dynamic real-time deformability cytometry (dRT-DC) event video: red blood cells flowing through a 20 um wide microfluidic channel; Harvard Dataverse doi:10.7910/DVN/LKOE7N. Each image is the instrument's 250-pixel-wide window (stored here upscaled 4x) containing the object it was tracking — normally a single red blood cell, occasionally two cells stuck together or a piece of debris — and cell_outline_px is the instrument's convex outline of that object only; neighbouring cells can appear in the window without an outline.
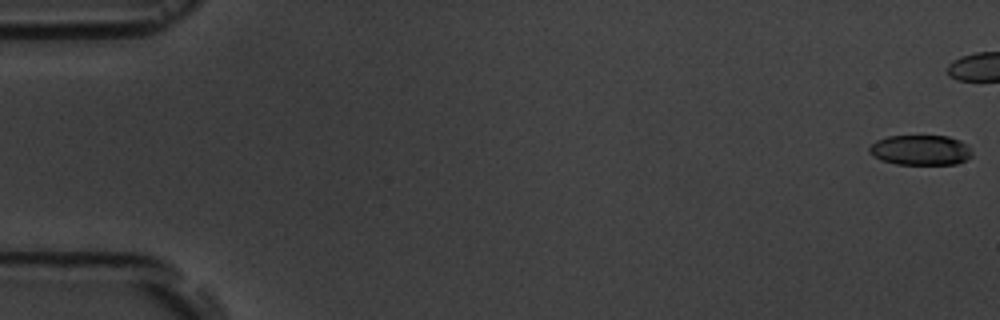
{"species": "common noctule bat (a hibernating species)", "species_latin": "Nyctalus noctula", "temperature_condition": "room temperature", "stored_images_in_passage": 8, "camera_frame_rate_fps": 3000, "um_per_image_px": 0.085, "animal": {"sex": "male", "body_mass_g": 19.5, "forearm_length_mm": 54.6}, "frame": {"image": 1, "passage_image": 1, "time_ms": 0.0, "image_size_px": [1000, 320], "cell_outline_px": [[972, 156], [956, 164], [896, 164], [880, 160], [872, 156], [868, 152], [868, 148], [876, 140], [888, 136], [948, 136], [960, 140], [972, 152]], "centroid_in_image_um": [78.19, 12.76], "position_along_channel_um": 6.8, "area_um2": 18.03}}
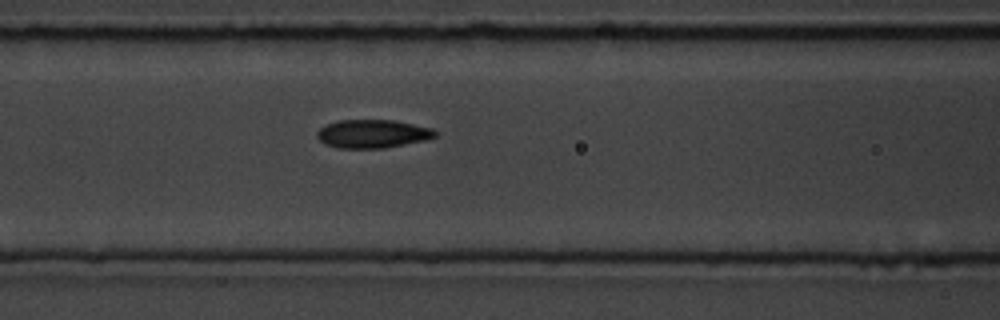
{"frame": {"image": 2, "passage_image": 8, "time_ms": 8.667, "image_size_px": [1000, 320], "cell_outline_px": [[436, 136], [424, 140], [384, 148], [340, 148], [324, 144], [316, 136], [316, 132], [320, 128], [328, 124], [340, 120], [396, 120], [432, 128], [436, 132]], "centroid_in_image_um": [31.65, 11.37], "position_along_channel_um": 134.9, "area_um2": 19.42}}